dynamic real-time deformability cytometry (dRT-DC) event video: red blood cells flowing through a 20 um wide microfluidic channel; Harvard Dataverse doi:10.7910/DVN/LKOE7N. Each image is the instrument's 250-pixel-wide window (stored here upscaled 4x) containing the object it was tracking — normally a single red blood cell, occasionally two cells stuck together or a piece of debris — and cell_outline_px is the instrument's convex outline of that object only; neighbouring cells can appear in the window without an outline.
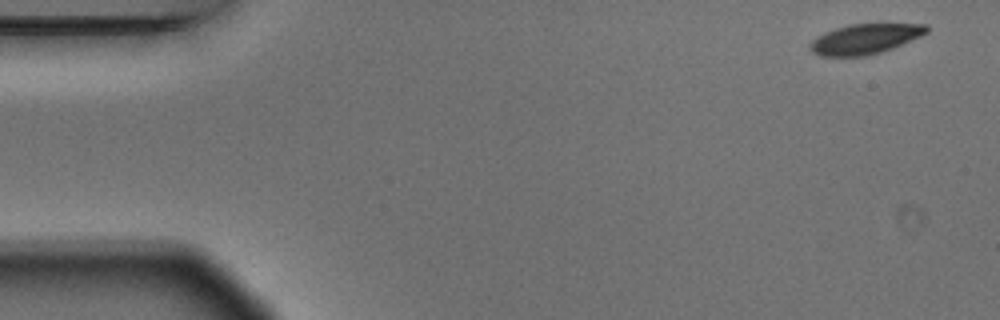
{"species": "Egyptian fruit bat (a non-hibernating species)", "species_latin": "Rousettus aegyptiacus", "temperature_condition": "warm", "stored_images_in_passage": 4, "camera_frame_rate_fps": 3000, "um_per_image_px": 0.085, "animal": {"sex": "male"}, "frame": {"image": 1, "passage_image": 1, "time_ms": 0.0, "image_size_px": [1000, 320], "cell_outline_px": [[928, 32], [920, 36], [892, 48], [880, 52], [864, 56], [820, 56], [812, 52], [808, 48], [812, 40], [824, 32], [836, 28], [852, 24], [928, 24]], "centroid_in_image_um": [73.5, 3.31], "position_along_channel_um": 11.5, "area_um2": 20.23}}
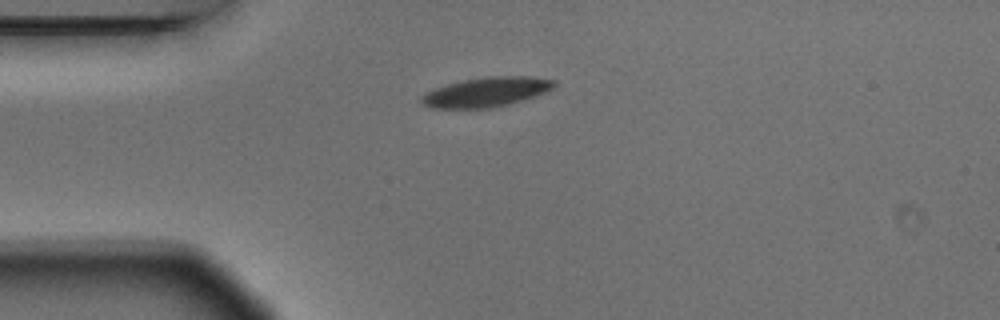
{"frame": {"image": 2, "passage_image": 4, "time_ms": 1.0, "image_size_px": [1000, 320], "cell_outline_px": [[556, 84], [552, 88], [536, 96], [524, 100], [508, 104], [488, 108], [428, 108], [420, 100], [420, 96], [436, 88], [448, 84], [464, 80], [488, 76], [532, 76], [556, 80]], "centroid_in_image_um": [41.36, 7.82], "position_along_channel_um": 43.6, "area_um2": 22.77}}